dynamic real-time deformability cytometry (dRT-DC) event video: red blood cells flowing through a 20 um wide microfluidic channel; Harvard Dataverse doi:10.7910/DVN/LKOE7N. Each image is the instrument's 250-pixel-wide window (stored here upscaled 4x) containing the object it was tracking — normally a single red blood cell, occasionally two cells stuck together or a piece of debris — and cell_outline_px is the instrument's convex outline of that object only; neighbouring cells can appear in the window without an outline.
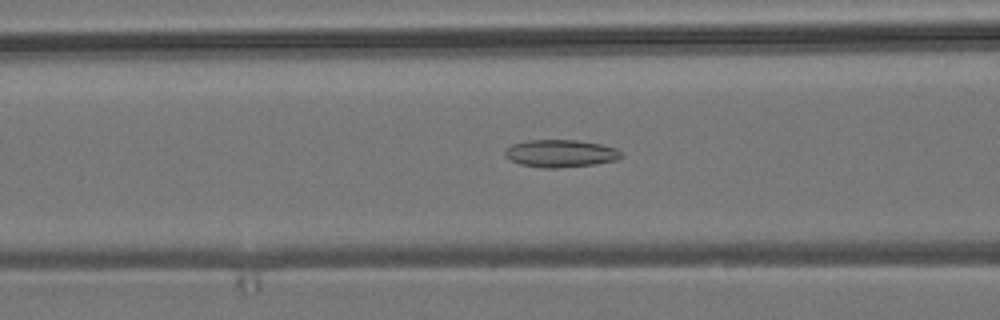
{"species": "common noctule bat (a hibernating species)", "species_latin": "Nyctalus noctula", "temperature_condition": "room temperature", "stored_images_in_passage": 48, "camera_frame_rate_fps": 3000, "um_per_image_px": 0.085, "animal": {"sex": "male", "body_mass_g": 19.2, "forearm_length_mm": 51.8}, "frame": {"image": 1, "passage_image": 21, "time_ms": 6.667, "image_size_px": [1000, 320], "cell_outline_px": [[624, 156], [616, 160], [592, 164], [556, 168], [544, 168], [520, 164], [508, 160], [504, 156], [504, 152], [512, 144], [528, 140], [576, 140], [600, 144], [616, 148]], "centroid_in_image_um": [47.61, 13.04], "position_along_channel_um": 119.0, "area_um2": 18.55}}
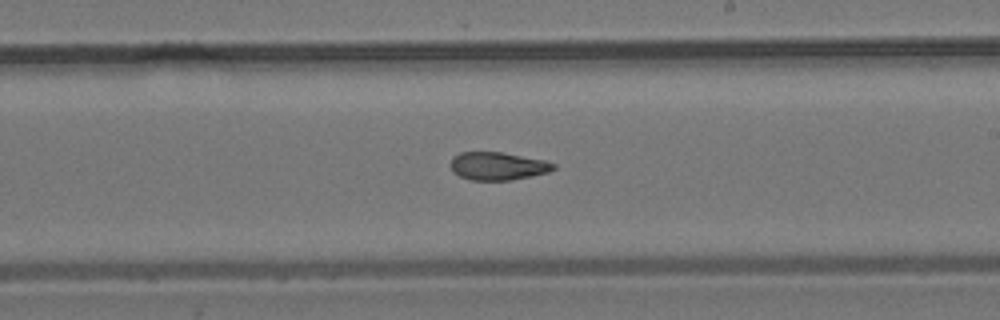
{"frame": {"image": 2, "passage_image": 31, "time_ms": 10.0, "image_size_px": [1000, 320], "cell_outline_px": [[556, 168], [548, 172], [532, 176], [512, 180], [472, 180], [460, 176], [452, 172], [452, 156], [460, 152], [500, 152], [544, 160], [556, 164]], "centroid_in_image_um": [42.32, 14.12], "position_along_channel_um": 246.7, "area_um2": 16.7}}
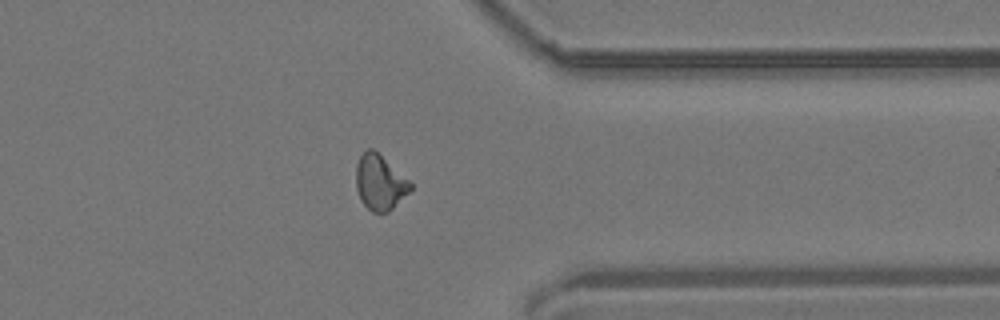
{"frame": {"image": 3, "passage_image": 42, "time_ms": 13.667, "image_size_px": [1000, 320], "cell_outline_px": [[412, 188], [388, 212], [372, 212], [360, 200], [356, 188], [356, 164], [360, 156], [368, 148], [372, 148], [408, 180], [412, 184]], "centroid_in_image_um": [32.25, 15.51], "position_along_channel_um": 379.2, "area_um2": 17.05}}